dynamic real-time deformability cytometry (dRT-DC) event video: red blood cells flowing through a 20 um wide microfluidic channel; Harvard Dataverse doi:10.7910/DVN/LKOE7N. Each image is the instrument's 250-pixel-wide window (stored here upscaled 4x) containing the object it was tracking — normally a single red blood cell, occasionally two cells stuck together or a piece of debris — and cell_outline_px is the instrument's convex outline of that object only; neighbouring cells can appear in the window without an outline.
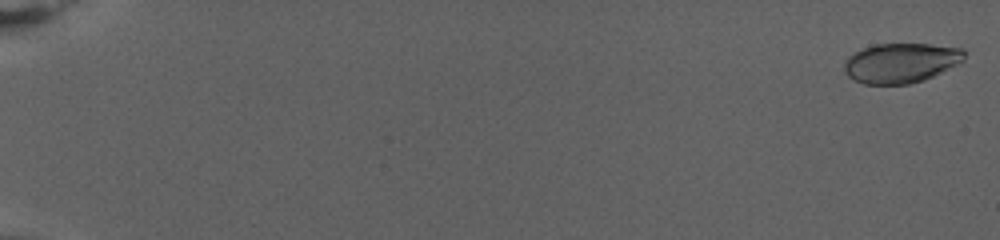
{"species": "human", "species_latin": "Homo sapiens", "temperature_condition": "warm", "stored_images_in_passage": 81, "camera_frame_rate_fps": 3000, "um_per_image_px": 0.085, "donor": {"sex": "female"}, "frame": {"image": 1, "passage_image": 2, "time_ms": 0.333, "image_size_px": [1000, 240], "cell_outline_px": [[964, 60], [924, 80], [908, 84], [864, 84], [848, 76], [844, 72], [844, 60], [848, 56], [864, 48], [876, 44], [928, 44], [960, 48], [964, 52]], "centroid_in_image_um": [76.53, 5.35], "position_along_channel_um": 8.5, "area_um2": 27.51}}
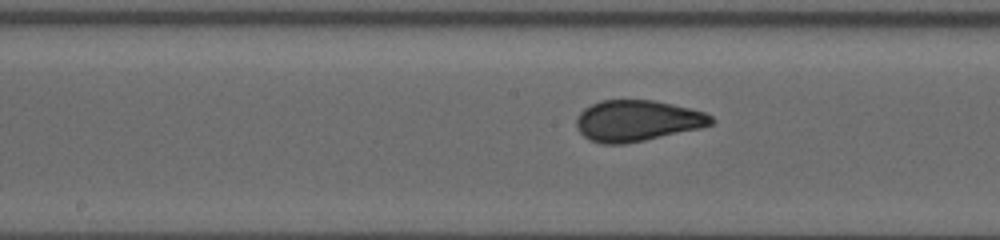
{"frame": {"image": 2, "passage_image": 46, "time_ms": 15.0, "image_size_px": [1000, 240], "cell_outline_px": [[716, 120], [712, 124], [700, 128], [644, 140], [624, 144], [600, 144], [588, 140], [576, 128], [576, 116], [584, 108], [600, 100], [652, 100], [692, 108], [704, 112], [712, 116]], "centroid_in_image_um": [54.14, 10.26], "position_along_channel_um": 194.1, "area_um2": 32.43}}
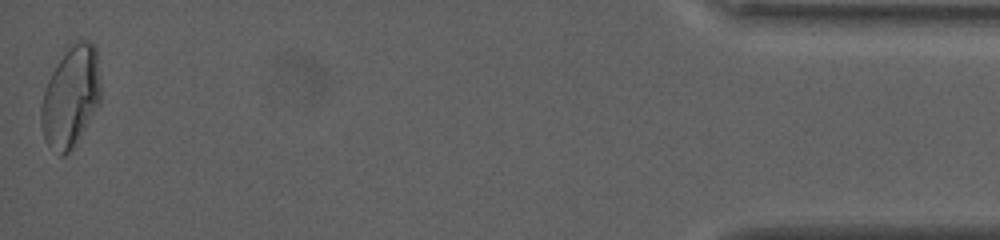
{"frame": {"image": 3, "passage_image": 81, "time_ms": 26.667, "image_size_px": [1000, 240], "cell_outline_px": [[100, 100], [68, 152], [64, 156], [60, 156], [44, 140], [40, 124], [40, 108], [44, 92], [48, 80], [52, 72], [60, 60], [72, 44], [80, 40], [88, 40], [96, 48], [100, 84]], "centroid_in_image_um": [5.98, 8.21], "position_along_channel_um": 429.2, "area_um2": 33.93}, "authors_computed_cell_mechanics": {"area_um2": 31.4432, "velocity_mm_per_s": 2.6902, "shape_relaxation_time_tau1_ms": 9.8893, "shape_relaxation_time_tau2_ms": null, "deformation_change_tau1": 0.2186, "deformation_change_tau2": null}}